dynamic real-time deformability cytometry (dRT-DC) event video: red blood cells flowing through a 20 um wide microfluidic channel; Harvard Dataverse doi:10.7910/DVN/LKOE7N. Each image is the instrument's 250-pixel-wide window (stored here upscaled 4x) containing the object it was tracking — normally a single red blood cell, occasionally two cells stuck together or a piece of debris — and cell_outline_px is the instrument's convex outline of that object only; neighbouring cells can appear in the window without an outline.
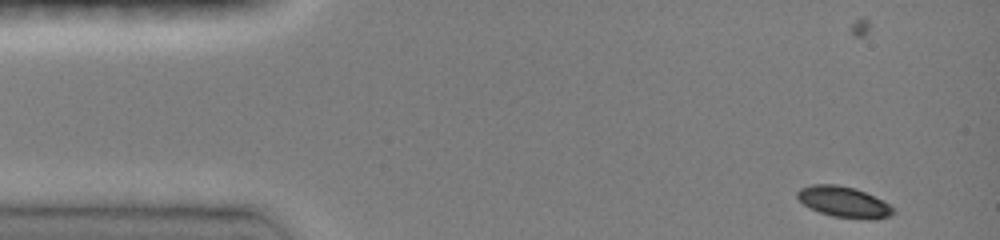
{"species": "common noctule bat (a hibernating species)", "species_latin": "Nyctalus noctula", "temperature_condition": "room temperature", "stored_images_in_passage": 45, "camera_frame_rate_fps": 3000, "um_per_image_px": 0.085, "animal": {"sex": "female", "body_mass_g": 19.0, "forearm_length_mm": 51.5}, "frame": {"image": 1, "passage_image": 1, "time_ms": 0.0, "image_size_px": [1000, 240], "cell_outline_px": [[896, 212], [892, 216], [872, 220], [832, 216], [820, 212], [804, 204], [796, 196], [796, 192], [800, 188], [812, 184], [836, 184], [856, 188], [884, 200]], "centroid_in_image_um": [71.76, 17.16], "position_along_channel_um": 13.2, "area_um2": 17.34}}
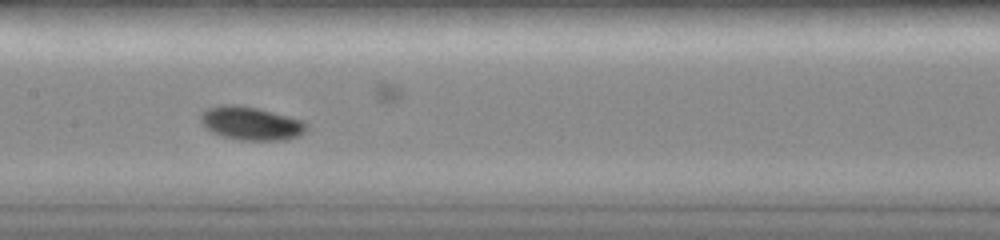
{"frame": {"image": 2, "passage_image": 20, "time_ms": 6.667, "image_size_px": [1000, 240], "cell_outline_px": [[308, 128], [300, 136], [288, 140], [240, 140], [220, 136], [204, 128], [200, 120], [200, 112], [208, 108], [220, 104], [236, 104], [256, 108], [304, 120], [308, 124]], "centroid_in_image_um": [21.32, 10.49], "position_along_channel_um": 186.1, "area_um2": 20.98}}
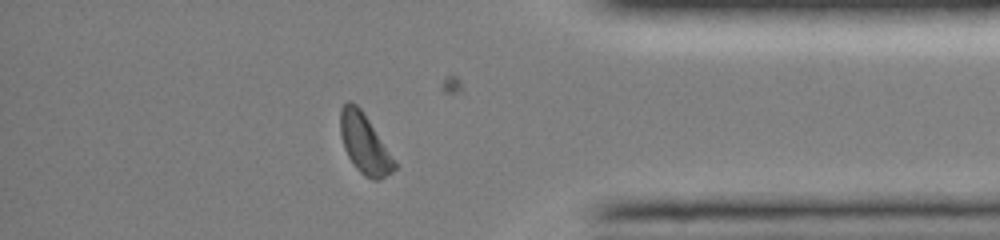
{"frame": {"image": 3, "passage_image": 40, "time_ms": 12.333, "image_size_px": [1000, 240], "cell_outline_px": [[396, 168], [392, 172], [380, 180], [372, 180], [364, 176], [356, 168], [348, 156], [344, 148], [340, 136], [340, 108], [348, 100], [356, 104], [360, 108], [368, 120], [396, 164]], "centroid_in_image_um": [30.94, 12.23], "position_along_channel_um": 404.3, "area_um2": 18.38}, "authors_computed_cell_mechanics": {"area_um2": 18.8428, "velocity_mm_per_s": 4.0594, "shape_relaxation_time_tau1_ms": 1.5443, "shape_relaxation_time_tau2_ms": null, "deformation_change_tau1": 0.0928, "deformation_change_tau2": null}}